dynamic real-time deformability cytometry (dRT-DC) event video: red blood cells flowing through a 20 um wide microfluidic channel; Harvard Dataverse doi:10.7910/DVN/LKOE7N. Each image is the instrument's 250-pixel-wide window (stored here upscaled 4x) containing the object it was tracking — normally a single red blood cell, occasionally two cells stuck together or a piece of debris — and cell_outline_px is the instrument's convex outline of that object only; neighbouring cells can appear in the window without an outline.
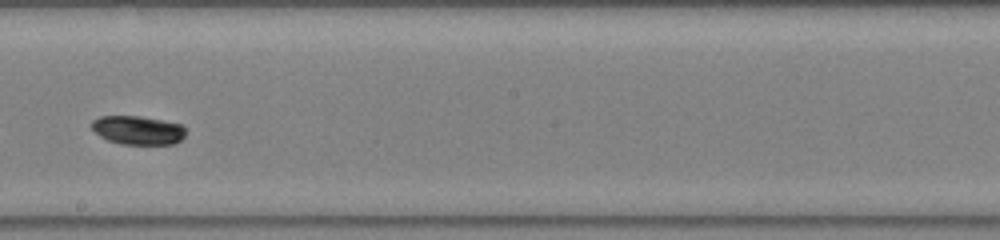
{"species": "common noctule bat (a hibernating species)", "species_latin": "Nyctalus noctula", "temperature_condition": "warm", "stored_images_in_passage": 34, "camera_frame_rate_fps": 3000, "um_per_image_px": 0.085, "animal": {"sex": "male", "body_mass_g": 19.0, "forearm_length_mm": 50.8}, "frame": {"image": 1, "passage_image": 15, "time_ms": 4.667, "image_size_px": [1000, 240], "cell_outline_px": [[184, 136], [180, 140], [172, 144], [120, 144], [108, 140], [100, 136], [92, 128], [92, 120], [100, 116], [140, 116], [164, 120], [180, 124], [184, 128]], "centroid_in_image_um": [11.71, 11.06], "position_along_channel_um": 236.5, "area_um2": 15.66}}
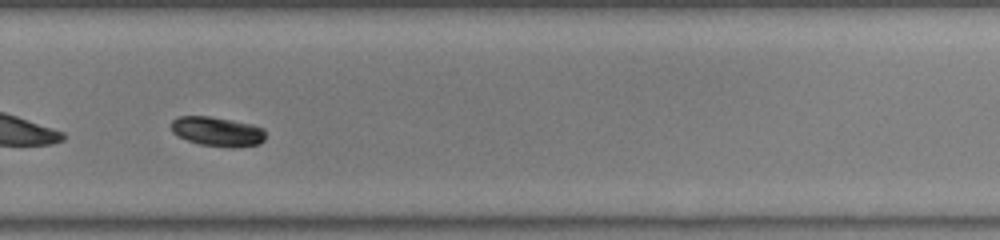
{"frame": {"image": 2, "passage_image": 20, "time_ms": 6.333, "image_size_px": [1000, 240], "cell_outline_px": [[264, 140], [260, 144], [200, 144], [188, 140], [172, 132], [172, 120], [180, 116], [208, 116], [232, 120], [252, 124], [264, 128]], "centroid_in_image_um": [18.44, 11.11], "position_along_channel_um": 311.4, "area_um2": 15.26}}
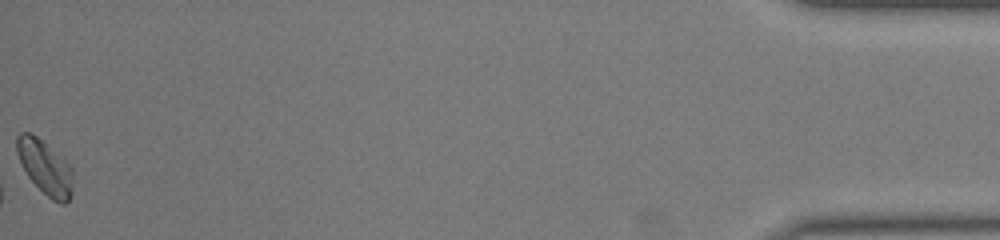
{"frame": {"image": 3, "passage_image": 34, "time_ms": 11.0, "image_size_px": [1000, 240], "cell_outline_px": [[72, 192], [68, 200], [64, 204], [60, 204], [52, 200], [28, 176], [16, 152], [16, 136], [20, 132], [28, 132], [36, 136], [64, 156], [72, 168]], "centroid_in_image_um": [3.85, 14.19], "position_along_channel_um": 431.3, "area_um2": 17.74}}